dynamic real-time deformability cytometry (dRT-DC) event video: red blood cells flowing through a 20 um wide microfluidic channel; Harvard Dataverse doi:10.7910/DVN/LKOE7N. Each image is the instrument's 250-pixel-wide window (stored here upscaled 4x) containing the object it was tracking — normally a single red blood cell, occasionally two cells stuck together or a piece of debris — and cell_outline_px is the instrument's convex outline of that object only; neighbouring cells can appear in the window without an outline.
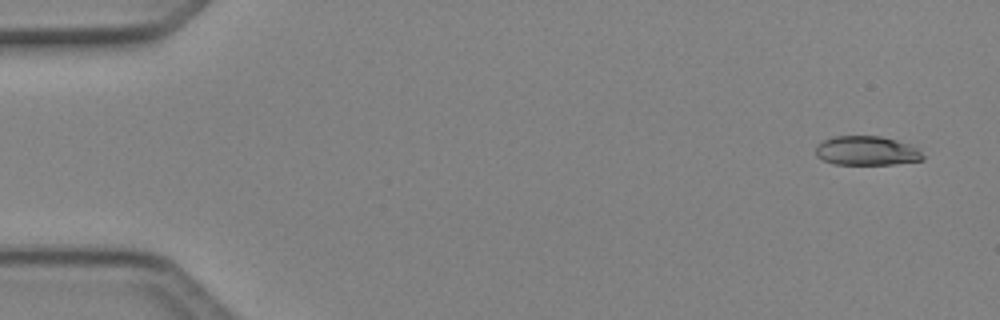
{"species": "Egyptian fruit bat (a non-hibernating species)", "species_latin": "Rousettus aegyptiacus", "temperature_condition": "cold", "stored_images_in_passage": 8, "camera_frame_rate_fps": 3000, "um_per_image_px": 0.085, "animal": {"sex": "female"}, "frame": {"image": 1, "passage_image": 1, "time_ms": 0.0, "image_size_px": [1000, 320], "cell_outline_px": [[924, 160], [896, 164], [836, 164], [824, 160], [816, 156], [816, 144], [832, 136], [880, 136], [912, 144], [924, 156]], "centroid_in_image_um": [73.68, 12.81], "position_along_channel_um": 11.3, "area_um2": 18.32}}
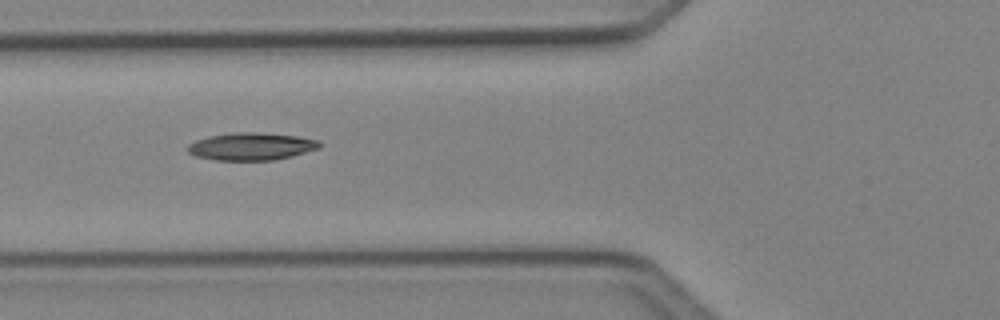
{"frame": {"image": 2, "passage_image": 5, "time_ms": 1.333, "image_size_px": [1000, 320], "cell_outline_px": [[324, 144], [320, 148], [292, 156], [272, 160], [216, 160], [196, 156], [188, 152], [188, 144], [196, 140], [208, 136], [232, 132], [256, 132], [296, 136], [320, 140]], "centroid_in_image_um": [21.39, 12.44], "position_along_channel_um": 104.4, "area_um2": 21.21}}
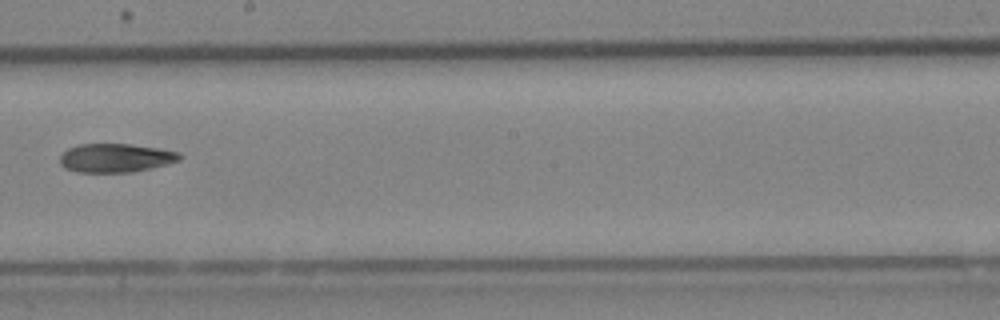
{"frame": {"image": 3, "passage_image": 8, "time_ms": 2.333, "image_size_px": [1000, 320], "cell_outline_px": [[184, 156], [180, 160], [168, 164], [152, 168], [132, 172], [76, 172], [64, 168], [60, 164], [60, 156], [68, 148], [80, 144], [132, 144], [180, 152]], "centroid_in_image_um": [9.85, 13.43], "position_along_channel_um": 238.4, "area_um2": 20.17}}